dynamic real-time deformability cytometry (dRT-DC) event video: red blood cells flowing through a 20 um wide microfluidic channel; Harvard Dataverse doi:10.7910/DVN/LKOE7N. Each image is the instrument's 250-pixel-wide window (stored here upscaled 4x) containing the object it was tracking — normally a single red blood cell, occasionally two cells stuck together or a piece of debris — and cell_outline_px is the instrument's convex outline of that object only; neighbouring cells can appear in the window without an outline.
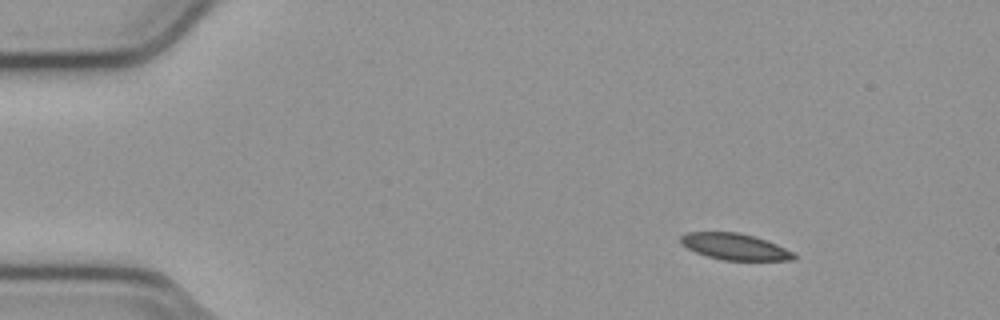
{"species": "common noctule bat (a hibernating species)", "species_latin": "Nyctalus noctula", "temperature_condition": "cold", "stored_images_in_passage": 48, "camera_frame_rate_fps": 3000, "um_per_image_px": 0.085, "animal": {"sex": "male", "body_mass_g": 23.1, "forearm_length_mm": 52.7}, "frame": {"image": 1, "passage_image": 1, "time_ms": 0.0, "image_size_px": [1000, 320], "cell_outline_px": [[796, 260], [724, 260], [708, 256], [696, 252], [680, 244], [680, 236], [688, 232], [736, 232], [752, 236], [776, 244], [792, 252], [796, 256]], "centroid_in_image_um": [62.43, 20.97], "position_along_channel_um": 22.6, "area_um2": 17.11}}
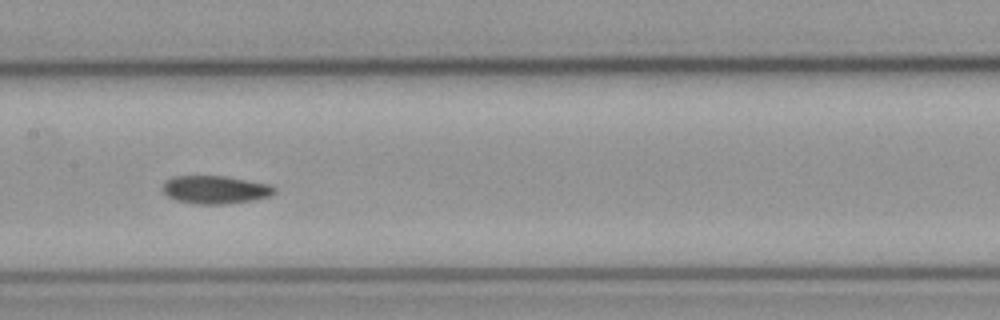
{"frame": {"image": 2, "passage_image": 21, "time_ms": 6.667, "image_size_px": [1000, 320], "cell_outline_px": [[276, 192], [268, 196], [256, 200], [224, 204], [192, 204], [176, 200], [168, 196], [160, 188], [164, 180], [172, 176], [224, 176], [272, 184], [276, 188]], "centroid_in_image_um": [18.28, 16.12], "position_along_channel_um": 189.1, "area_um2": 18.61}}
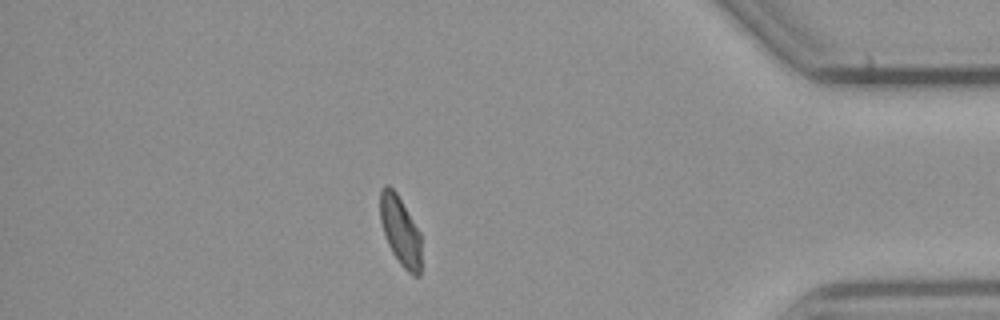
{"frame": {"image": 3, "passage_image": 41, "time_ms": 13.333, "image_size_px": [1000, 320], "cell_outline_px": [[420, 276], [412, 276], [400, 264], [392, 252], [388, 244], [380, 220], [380, 192], [384, 184], [388, 184], [396, 192], [420, 232]], "centroid_in_image_um": [34.02, 19.62], "position_along_channel_um": 401.2, "area_um2": 16.47}, "authors_computed_cell_mechanics": {"area_um2": 18.0625, "velocity_mm_per_s": 3.7781, "shape_relaxation_time_tau1_ms": 6.5468, "shape_relaxation_time_tau2_ms": 11.262, "deformation_change_tau1": 0.1456, "deformation_change_tau2": 0.1725}}